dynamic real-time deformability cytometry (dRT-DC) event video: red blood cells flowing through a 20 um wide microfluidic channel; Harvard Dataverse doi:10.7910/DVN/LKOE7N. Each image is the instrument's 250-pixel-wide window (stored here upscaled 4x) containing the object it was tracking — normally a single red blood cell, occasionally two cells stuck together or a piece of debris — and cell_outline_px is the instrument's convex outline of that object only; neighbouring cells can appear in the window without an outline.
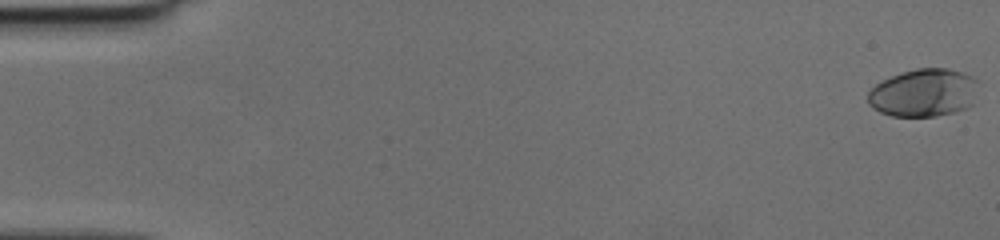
{"species": "human", "species_latin": "Homo sapiens", "temperature_condition": "cold", "stored_images_in_passage": 51, "camera_frame_rate_fps": 3000, "um_per_image_px": 0.085, "donor": {"sex": "female"}, "frame": {"image": 1, "passage_image": 1, "time_ms": 0.0, "image_size_px": [1000, 240], "cell_outline_px": [[976, 80], [972, 104], [968, 108], [936, 116], [892, 116], [880, 112], [872, 108], [868, 104], [868, 92], [876, 84], [892, 76], [916, 68], [948, 68], [972, 76]], "centroid_in_image_um": [78.48, 7.89], "position_along_channel_um": 6.5, "area_um2": 30.52}}
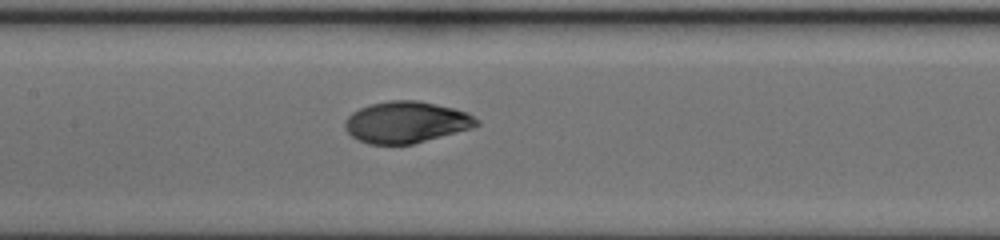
{"frame": {"image": 2, "passage_image": 26, "time_ms": 8.333, "image_size_px": [1000, 240], "cell_outline_px": [[480, 124], [472, 128], [412, 144], [368, 144], [352, 136], [344, 128], [344, 120], [352, 112], [360, 108], [372, 104], [388, 100], [416, 100], [436, 104], [468, 112], [480, 120]], "centroid_in_image_um": [34.53, 10.38], "position_along_channel_um": 172.9, "area_um2": 31.79}}
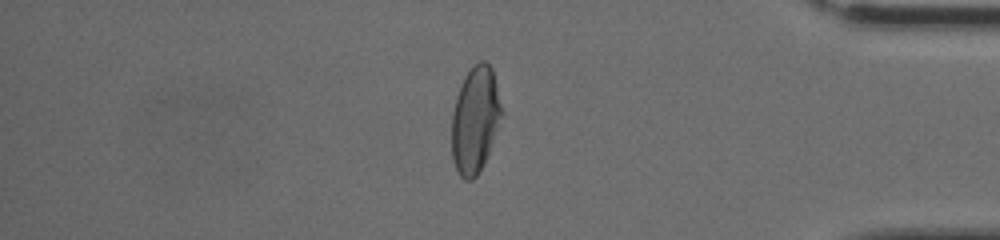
{"frame": {"image": 3, "passage_image": 44, "time_ms": 14.333, "image_size_px": [1000, 240], "cell_outline_px": [[504, 112], [488, 156], [484, 164], [476, 176], [472, 180], [464, 180], [460, 176], [452, 160], [452, 112], [456, 96], [464, 76], [472, 64], [480, 60], [484, 60], [492, 68]], "centroid_in_image_um": [40.4, 10.17], "position_along_channel_um": 394.8, "area_um2": 31.5}}